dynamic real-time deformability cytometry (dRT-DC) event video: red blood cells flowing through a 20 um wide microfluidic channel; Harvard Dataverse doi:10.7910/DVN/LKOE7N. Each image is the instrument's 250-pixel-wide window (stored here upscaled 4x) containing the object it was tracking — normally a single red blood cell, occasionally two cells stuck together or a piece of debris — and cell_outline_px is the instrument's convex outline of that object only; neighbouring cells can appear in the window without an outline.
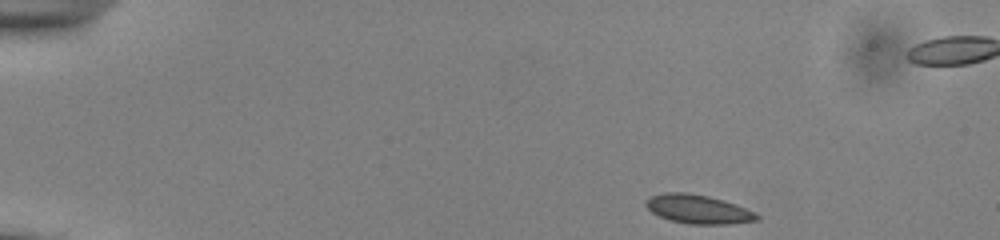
{"species": "common noctule bat (a hibernating species)", "species_latin": "Nyctalus noctula", "temperature_condition": "cold", "stored_images_in_passage": 47, "camera_frame_rate_fps": 3000, "um_per_image_px": 0.085, "animal": {"sex": "male", "body_mass_g": 13.0, "forearm_length_mm": 53.1}, "frame": {"image": 1, "passage_image": 1, "time_ms": 0.0, "image_size_px": [1000, 240], "cell_outline_px": [[760, 216], [756, 220], [732, 224], [688, 224], [672, 220], [660, 216], [652, 212], [644, 204], [652, 196], [664, 192], [684, 192], [708, 196], [724, 200], [736, 204]], "centroid_in_image_um": [59.33, 17.78], "position_along_channel_um": 25.7, "area_um2": 18.38}}
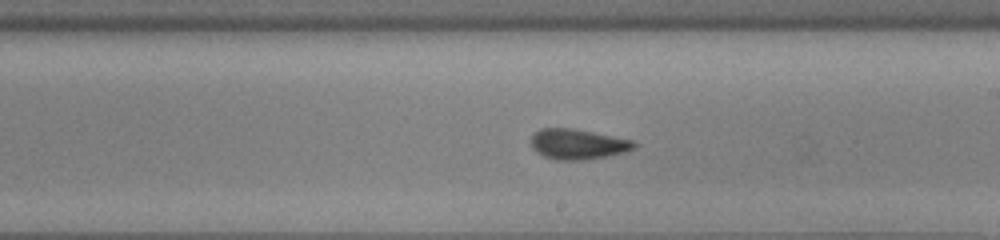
{"frame": {"image": 2, "passage_image": 25, "time_ms": 8.0, "image_size_px": [1000, 240], "cell_outline_px": [[636, 148], [624, 152], [608, 156], [580, 160], [556, 160], [544, 156], [536, 152], [532, 148], [532, 136], [540, 128], [572, 128], [636, 140]], "centroid_in_image_um": [49.14, 12.25], "position_along_channel_um": 239.9, "area_um2": 18.26}}
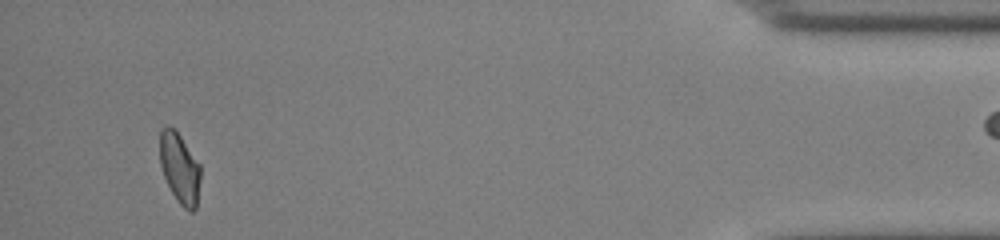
{"frame": {"image": 3, "passage_image": 44, "time_ms": 14.333, "image_size_px": [1000, 240], "cell_outline_px": [[200, 180], [196, 208], [192, 212], [188, 212], [180, 204], [172, 192], [164, 176], [160, 164], [160, 132], [168, 124], [180, 136], [200, 164]], "centroid_in_image_um": [15.28, 14.32], "position_along_channel_um": 419.9, "area_um2": 16.47}, "authors_computed_cell_mechanics": {"area_um2": 18.1492, "velocity_mm_per_s": 3.8671, "shape_relaxation_time_tau1_ms": 3.8583, "shape_relaxation_time_tau2_ms": 1.1947, "deformation_change_tau1": 0.0757, "deformation_change_tau2": 0.0382}}